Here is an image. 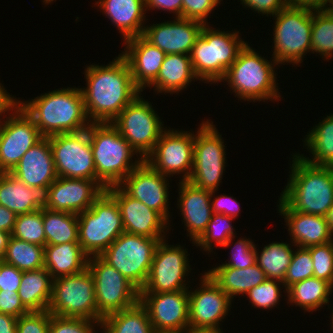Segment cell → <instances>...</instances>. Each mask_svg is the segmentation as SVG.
Instances as JSON below:
<instances>
[{
  "label": "cell",
  "instance_id": "obj_31",
  "mask_svg": "<svg viewBox=\"0 0 333 333\" xmlns=\"http://www.w3.org/2000/svg\"><path fill=\"white\" fill-rule=\"evenodd\" d=\"M44 255V267L53 279L82 272L89 258L79 242L46 245Z\"/></svg>",
  "mask_w": 333,
  "mask_h": 333
},
{
  "label": "cell",
  "instance_id": "obj_49",
  "mask_svg": "<svg viewBox=\"0 0 333 333\" xmlns=\"http://www.w3.org/2000/svg\"><path fill=\"white\" fill-rule=\"evenodd\" d=\"M182 18L195 20L208 24L207 17L212 13L218 5L220 0H182Z\"/></svg>",
  "mask_w": 333,
  "mask_h": 333
},
{
  "label": "cell",
  "instance_id": "obj_65",
  "mask_svg": "<svg viewBox=\"0 0 333 333\" xmlns=\"http://www.w3.org/2000/svg\"><path fill=\"white\" fill-rule=\"evenodd\" d=\"M54 0H43V3L45 4V5H48V4H50V3H52ZM56 1V0H55Z\"/></svg>",
  "mask_w": 333,
  "mask_h": 333
},
{
  "label": "cell",
  "instance_id": "obj_3",
  "mask_svg": "<svg viewBox=\"0 0 333 333\" xmlns=\"http://www.w3.org/2000/svg\"><path fill=\"white\" fill-rule=\"evenodd\" d=\"M280 198L294 211L326 216L333 204V166H316L297 153Z\"/></svg>",
  "mask_w": 333,
  "mask_h": 333
},
{
  "label": "cell",
  "instance_id": "obj_18",
  "mask_svg": "<svg viewBox=\"0 0 333 333\" xmlns=\"http://www.w3.org/2000/svg\"><path fill=\"white\" fill-rule=\"evenodd\" d=\"M200 287L188 289L189 331H222L220 322L228 315L232 299L204 272Z\"/></svg>",
  "mask_w": 333,
  "mask_h": 333
},
{
  "label": "cell",
  "instance_id": "obj_60",
  "mask_svg": "<svg viewBox=\"0 0 333 333\" xmlns=\"http://www.w3.org/2000/svg\"><path fill=\"white\" fill-rule=\"evenodd\" d=\"M327 223L329 224V228L331 232L333 233V204L328 209V212L325 216Z\"/></svg>",
  "mask_w": 333,
  "mask_h": 333
},
{
  "label": "cell",
  "instance_id": "obj_9",
  "mask_svg": "<svg viewBox=\"0 0 333 333\" xmlns=\"http://www.w3.org/2000/svg\"><path fill=\"white\" fill-rule=\"evenodd\" d=\"M161 240L123 232L100 257L141 291Z\"/></svg>",
  "mask_w": 333,
  "mask_h": 333
},
{
  "label": "cell",
  "instance_id": "obj_42",
  "mask_svg": "<svg viewBox=\"0 0 333 333\" xmlns=\"http://www.w3.org/2000/svg\"><path fill=\"white\" fill-rule=\"evenodd\" d=\"M12 237L39 246H46L43 226V209L17 215Z\"/></svg>",
  "mask_w": 333,
  "mask_h": 333
},
{
  "label": "cell",
  "instance_id": "obj_6",
  "mask_svg": "<svg viewBox=\"0 0 333 333\" xmlns=\"http://www.w3.org/2000/svg\"><path fill=\"white\" fill-rule=\"evenodd\" d=\"M232 31V32H231ZM221 31L204 25L190 54L193 71L203 83L218 84L248 43L239 31Z\"/></svg>",
  "mask_w": 333,
  "mask_h": 333
},
{
  "label": "cell",
  "instance_id": "obj_56",
  "mask_svg": "<svg viewBox=\"0 0 333 333\" xmlns=\"http://www.w3.org/2000/svg\"><path fill=\"white\" fill-rule=\"evenodd\" d=\"M17 318L0 313V333H16Z\"/></svg>",
  "mask_w": 333,
  "mask_h": 333
},
{
  "label": "cell",
  "instance_id": "obj_26",
  "mask_svg": "<svg viewBox=\"0 0 333 333\" xmlns=\"http://www.w3.org/2000/svg\"><path fill=\"white\" fill-rule=\"evenodd\" d=\"M178 183L177 208L181 212L186 234L194 246V242L205 232L213 215L211 191L199 189L188 181Z\"/></svg>",
  "mask_w": 333,
  "mask_h": 333
},
{
  "label": "cell",
  "instance_id": "obj_30",
  "mask_svg": "<svg viewBox=\"0 0 333 333\" xmlns=\"http://www.w3.org/2000/svg\"><path fill=\"white\" fill-rule=\"evenodd\" d=\"M199 80L192 68L191 57L187 54H166L156 80L149 86L158 93H180L192 81Z\"/></svg>",
  "mask_w": 333,
  "mask_h": 333
},
{
  "label": "cell",
  "instance_id": "obj_53",
  "mask_svg": "<svg viewBox=\"0 0 333 333\" xmlns=\"http://www.w3.org/2000/svg\"><path fill=\"white\" fill-rule=\"evenodd\" d=\"M30 311L23 305L18 291H0V313L9 314L16 318Z\"/></svg>",
  "mask_w": 333,
  "mask_h": 333
},
{
  "label": "cell",
  "instance_id": "obj_34",
  "mask_svg": "<svg viewBox=\"0 0 333 333\" xmlns=\"http://www.w3.org/2000/svg\"><path fill=\"white\" fill-rule=\"evenodd\" d=\"M53 278L45 267L22 274L18 294L29 311L48 310Z\"/></svg>",
  "mask_w": 333,
  "mask_h": 333
},
{
  "label": "cell",
  "instance_id": "obj_2",
  "mask_svg": "<svg viewBox=\"0 0 333 333\" xmlns=\"http://www.w3.org/2000/svg\"><path fill=\"white\" fill-rule=\"evenodd\" d=\"M15 101L33 119L43 137L87 129L89 120L80 88L52 90L30 101Z\"/></svg>",
  "mask_w": 333,
  "mask_h": 333
},
{
  "label": "cell",
  "instance_id": "obj_17",
  "mask_svg": "<svg viewBox=\"0 0 333 333\" xmlns=\"http://www.w3.org/2000/svg\"><path fill=\"white\" fill-rule=\"evenodd\" d=\"M57 177L96 180L88 128L49 137Z\"/></svg>",
  "mask_w": 333,
  "mask_h": 333
},
{
  "label": "cell",
  "instance_id": "obj_61",
  "mask_svg": "<svg viewBox=\"0 0 333 333\" xmlns=\"http://www.w3.org/2000/svg\"><path fill=\"white\" fill-rule=\"evenodd\" d=\"M328 3L324 9L329 11L330 13H333V0H328ZM329 6V7H328Z\"/></svg>",
  "mask_w": 333,
  "mask_h": 333
},
{
  "label": "cell",
  "instance_id": "obj_66",
  "mask_svg": "<svg viewBox=\"0 0 333 333\" xmlns=\"http://www.w3.org/2000/svg\"><path fill=\"white\" fill-rule=\"evenodd\" d=\"M2 116H3V113L0 115V126H1V123H2Z\"/></svg>",
  "mask_w": 333,
  "mask_h": 333
},
{
  "label": "cell",
  "instance_id": "obj_23",
  "mask_svg": "<svg viewBox=\"0 0 333 333\" xmlns=\"http://www.w3.org/2000/svg\"><path fill=\"white\" fill-rule=\"evenodd\" d=\"M204 24L195 20L175 17L153 25H146L143 37L166 54L190 55Z\"/></svg>",
  "mask_w": 333,
  "mask_h": 333
},
{
  "label": "cell",
  "instance_id": "obj_19",
  "mask_svg": "<svg viewBox=\"0 0 333 333\" xmlns=\"http://www.w3.org/2000/svg\"><path fill=\"white\" fill-rule=\"evenodd\" d=\"M139 301L147 309L155 333L189 330L188 290L140 292Z\"/></svg>",
  "mask_w": 333,
  "mask_h": 333
},
{
  "label": "cell",
  "instance_id": "obj_57",
  "mask_svg": "<svg viewBox=\"0 0 333 333\" xmlns=\"http://www.w3.org/2000/svg\"><path fill=\"white\" fill-rule=\"evenodd\" d=\"M288 6L309 7L313 9H324L328 0H287Z\"/></svg>",
  "mask_w": 333,
  "mask_h": 333
},
{
  "label": "cell",
  "instance_id": "obj_46",
  "mask_svg": "<svg viewBox=\"0 0 333 333\" xmlns=\"http://www.w3.org/2000/svg\"><path fill=\"white\" fill-rule=\"evenodd\" d=\"M313 262L314 277L325 280L333 286V241L306 248Z\"/></svg>",
  "mask_w": 333,
  "mask_h": 333
},
{
  "label": "cell",
  "instance_id": "obj_8",
  "mask_svg": "<svg viewBox=\"0 0 333 333\" xmlns=\"http://www.w3.org/2000/svg\"><path fill=\"white\" fill-rule=\"evenodd\" d=\"M123 232L119 206L106 190L78 214V242L88 257L100 256Z\"/></svg>",
  "mask_w": 333,
  "mask_h": 333
},
{
  "label": "cell",
  "instance_id": "obj_47",
  "mask_svg": "<svg viewBox=\"0 0 333 333\" xmlns=\"http://www.w3.org/2000/svg\"><path fill=\"white\" fill-rule=\"evenodd\" d=\"M98 321L81 318H64L50 313L48 333H96Z\"/></svg>",
  "mask_w": 333,
  "mask_h": 333
},
{
  "label": "cell",
  "instance_id": "obj_12",
  "mask_svg": "<svg viewBox=\"0 0 333 333\" xmlns=\"http://www.w3.org/2000/svg\"><path fill=\"white\" fill-rule=\"evenodd\" d=\"M140 93L111 122L120 135L145 160L166 130L152 103Z\"/></svg>",
  "mask_w": 333,
  "mask_h": 333
},
{
  "label": "cell",
  "instance_id": "obj_33",
  "mask_svg": "<svg viewBox=\"0 0 333 333\" xmlns=\"http://www.w3.org/2000/svg\"><path fill=\"white\" fill-rule=\"evenodd\" d=\"M332 289L333 286L329 282L313 276L288 287L285 295L287 296L286 303L298 306L308 313L316 312L317 309L320 310L319 308H323L330 303Z\"/></svg>",
  "mask_w": 333,
  "mask_h": 333
},
{
  "label": "cell",
  "instance_id": "obj_40",
  "mask_svg": "<svg viewBox=\"0 0 333 333\" xmlns=\"http://www.w3.org/2000/svg\"><path fill=\"white\" fill-rule=\"evenodd\" d=\"M311 53L324 61L333 58V13L326 9H313Z\"/></svg>",
  "mask_w": 333,
  "mask_h": 333
},
{
  "label": "cell",
  "instance_id": "obj_48",
  "mask_svg": "<svg viewBox=\"0 0 333 333\" xmlns=\"http://www.w3.org/2000/svg\"><path fill=\"white\" fill-rule=\"evenodd\" d=\"M50 312L30 311L17 318L16 333H48Z\"/></svg>",
  "mask_w": 333,
  "mask_h": 333
},
{
  "label": "cell",
  "instance_id": "obj_15",
  "mask_svg": "<svg viewBox=\"0 0 333 333\" xmlns=\"http://www.w3.org/2000/svg\"><path fill=\"white\" fill-rule=\"evenodd\" d=\"M167 242L165 238L158 243L148 279L140 292L166 293L189 289L186 276L189 279L192 270L187 257L190 254L183 245L174 246Z\"/></svg>",
  "mask_w": 333,
  "mask_h": 333
},
{
  "label": "cell",
  "instance_id": "obj_59",
  "mask_svg": "<svg viewBox=\"0 0 333 333\" xmlns=\"http://www.w3.org/2000/svg\"><path fill=\"white\" fill-rule=\"evenodd\" d=\"M11 234L0 231V261L3 259Z\"/></svg>",
  "mask_w": 333,
  "mask_h": 333
},
{
  "label": "cell",
  "instance_id": "obj_10",
  "mask_svg": "<svg viewBox=\"0 0 333 333\" xmlns=\"http://www.w3.org/2000/svg\"><path fill=\"white\" fill-rule=\"evenodd\" d=\"M206 120L195 131L193 170L188 182L199 189L218 191L227 162L226 146L214 123Z\"/></svg>",
  "mask_w": 333,
  "mask_h": 333
},
{
  "label": "cell",
  "instance_id": "obj_7",
  "mask_svg": "<svg viewBox=\"0 0 333 333\" xmlns=\"http://www.w3.org/2000/svg\"><path fill=\"white\" fill-rule=\"evenodd\" d=\"M273 25V58L279 65H299L311 52L313 8L286 6Z\"/></svg>",
  "mask_w": 333,
  "mask_h": 333
},
{
  "label": "cell",
  "instance_id": "obj_21",
  "mask_svg": "<svg viewBox=\"0 0 333 333\" xmlns=\"http://www.w3.org/2000/svg\"><path fill=\"white\" fill-rule=\"evenodd\" d=\"M106 191L119 206L124 232L153 239L167 237V231L171 229V225L158 212L129 196L119 185L109 187Z\"/></svg>",
  "mask_w": 333,
  "mask_h": 333
},
{
  "label": "cell",
  "instance_id": "obj_28",
  "mask_svg": "<svg viewBox=\"0 0 333 333\" xmlns=\"http://www.w3.org/2000/svg\"><path fill=\"white\" fill-rule=\"evenodd\" d=\"M49 202V186L30 187L10 172L0 173V205L16 215L45 209Z\"/></svg>",
  "mask_w": 333,
  "mask_h": 333
},
{
  "label": "cell",
  "instance_id": "obj_25",
  "mask_svg": "<svg viewBox=\"0 0 333 333\" xmlns=\"http://www.w3.org/2000/svg\"><path fill=\"white\" fill-rule=\"evenodd\" d=\"M124 46L120 54L129 65L135 86L143 92L156 80L166 53L143 36L124 41Z\"/></svg>",
  "mask_w": 333,
  "mask_h": 333
},
{
  "label": "cell",
  "instance_id": "obj_29",
  "mask_svg": "<svg viewBox=\"0 0 333 333\" xmlns=\"http://www.w3.org/2000/svg\"><path fill=\"white\" fill-rule=\"evenodd\" d=\"M95 5L115 24L123 41L143 35L144 23L148 20L145 0H98Z\"/></svg>",
  "mask_w": 333,
  "mask_h": 333
},
{
  "label": "cell",
  "instance_id": "obj_36",
  "mask_svg": "<svg viewBox=\"0 0 333 333\" xmlns=\"http://www.w3.org/2000/svg\"><path fill=\"white\" fill-rule=\"evenodd\" d=\"M101 333H155L147 309L140 301L131 308L105 316Z\"/></svg>",
  "mask_w": 333,
  "mask_h": 333
},
{
  "label": "cell",
  "instance_id": "obj_38",
  "mask_svg": "<svg viewBox=\"0 0 333 333\" xmlns=\"http://www.w3.org/2000/svg\"><path fill=\"white\" fill-rule=\"evenodd\" d=\"M46 245L78 242V215L43 209Z\"/></svg>",
  "mask_w": 333,
  "mask_h": 333
},
{
  "label": "cell",
  "instance_id": "obj_51",
  "mask_svg": "<svg viewBox=\"0 0 333 333\" xmlns=\"http://www.w3.org/2000/svg\"><path fill=\"white\" fill-rule=\"evenodd\" d=\"M0 291H18L23 272L15 266L0 261Z\"/></svg>",
  "mask_w": 333,
  "mask_h": 333
},
{
  "label": "cell",
  "instance_id": "obj_13",
  "mask_svg": "<svg viewBox=\"0 0 333 333\" xmlns=\"http://www.w3.org/2000/svg\"><path fill=\"white\" fill-rule=\"evenodd\" d=\"M87 268L94 279L97 321L100 324L105 316L139 302L140 291L100 256L89 257Z\"/></svg>",
  "mask_w": 333,
  "mask_h": 333
},
{
  "label": "cell",
  "instance_id": "obj_14",
  "mask_svg": "<svg viewBox=\"0 0 333 333\" xmlns=\"http://www.w3.org/2000/svg\"><path fill=\"white\" fill-rule=\"evenodd\" d=\"M42 138L33 119L14 100L3 112L0 126V173L11 172Z\"/></svg>",
  "mask_w": 333,
  "mask_h": 333
},
{
  "label": "cell",
  "instance_id": "obj_39",
  "mask_svg": "<svg viewBox=\"0 0 333 333\" xmlns=\"http://www.w3.org/2000/svg\"><path fill=\"white\" fill-rule=\"evenodd\" d=\"M44 256V246L10 236L2 261L25 272L44 267Z\"/></svg>",
  "mask_w": 333,
  "mask_h": 333
},
{
  "label": "cell",
  "instance_id": "obj_41",
  "mask_svg": "<svg viewBox=\"0 0 333 333\" xmlns=\"http://www.w3.org/2000/svg\"><path fill=\"white\" fill-rule=\"evenodd\" d=\"M232 220L234 218L224 214L213 213L205 232L194 242L196 248L198 246L202 251L211 254L214 252L215 246L222 247L232 236L236 235Z\"/></svg>",
  "mask_w": 333,
  "mask_h": 333
},
{
  "label": "cell",
  "instance_id": "obj_35",
  "mask_svg": "<svg viewBox=\"0 0 333 333\" xmlns=\"http://www.w3.org/2000/svg\"><path fill=\"white\" fill-rule=\"evenodd\" d=\"M305 136L303 147L312 154L311 158L297 154L312 165L333 166V114L324 117Z\"/></svg>",
  "mask_w": 333,
  "mask_h": 333
},
{
  "label": "cell",
  "instance_id": "obj_27",
  "mask_svg": "<svg viewBox=\"0 0 333 333\" xmlns=\"http://www.w3.org/2000/svg\"><path fill=\"white\" fill-rule=\"evenodd\" d=\"M10 173L30 187L50 186L57 174L49 137L32 146Z\"/></svg>",
  "mask_w": 333,
  "mask_h": 333
},
{
  "label": "cell",
  "instance_id": "obj_22",
  "mask_svg": "<svg viewBox=\"0 0 333 333\" xmlns=\"http://www.w3.org/2000/svg\"><path fill=\"white\" fill-rule=\"evenodd\" d=\"M106 190L97 180L57 177L49 186L46 209L80 214Z\"/></svg>",
  "mask_w": 333,
  "mask_h": 333
},
{
  "label": "cell",
  "instance_id": "obj_20",
  "mask_svg": "<svg viewBox=\"0 0 333 333\" xmlns=\"http://www.w3.org/2000/svg\"><path fill=\"white\" fill-rule=\"evenodd\" d=\"M168 178L143 160L119 186L129 196L158 212L169 223L171 214L168 190L171 186Z\"/></svg>",
  "mask_w": 333,
  "mask_h": 333
},
{
  "label": "cell",
  "instance_id": "obj_63",
  "mask_svg": "<svg viewBox=\"0 0 333 333\" xmlns=\"http://www.w3.org/2000/svg\"><path fill=\"white\" fill-rule=\"evenodd\" d=\"M159 333H190V331H180V332H159Z\"/></svg>",
  "mask_w": 333,
  "mask_h": 333
},
{
  "label": "cell",
  "instance_id": "obj_32",
  "mask_svg": "<svg viewBox=\"0 0 333 333\" xmlns=\"http://www.w3.org/2000/svg\"><path fill=\"white\" fill-rule=\"evenodd\" d=\"M206 273L232 300L239 295L245 296L267 279L257 263L244 269L212 266Z\"/></svg>",
  "mask_w": 333,
  "mask_h": 333
},
{
  "label": "cell",
  "instance_id": "obj_43",
  "mask_svg": "<svg viewBox=\"0 0 333 333\" xmlns=\"http://www.w3.org/2000/svg\"><path fill=\"white\" fill-rule=\"evenodd\" d=\"M237 236H232L222 248H228L229 246L232 249L229 253L230 260L228 263H222L219 266L215 267H230L236 269H244L253 266L256 264V244L250 238H239L233 244V239ZM234 245L233 247L231 246Z\"/></svg>",
  "mask_w": 333,
  "mask_h": 333
},
{
  "label": "cell",
  "instance_id": "obj_58",
  "mask_svg": "<svg viewBox=\"0 0 333 333\" xmlns=\"http://www.w3.org/2000/svg\"><path fill=\"white\" fill-rule=\"evenodd\" d=\"M0 83V115L14 102L15 97L10 95Z\"/></svg>",
  "mask_w": 333,
  "mask_h": 333
},
{
  "label": "cell",
  "instance_id": "obj_5",
  "mask_svg": "<svg viewBox=\"0 0 333 333\" xmlns=\"http://www.w3.org/2000/svg\"><path fill=\"white\" fill-rule=\"evenodd\" d=\"M88 133L96 180L105 189L118 186L143 161L111 123H91Z\"/></svg>",
  "mask_w": 333,
  "mask_h": 333
},
{
  "label": "cell",
  "instance_id": "obj_37",
  "mask_svg": "<svg viewBox=\"0 0 333 333\" xmlns=\"http://www.w3.org/2000/svg\"><path fill=\"white\" fill-rule=\"evenodd\" d=\"M292 244V245H291ZM293 243L270 242L259 251L256 245V263L265 272L267 279L284 281L294 252ZM260 253V254H259Z\"/></svg>",
  "mask_w": 333,
  "mask_h": 333
},
{
  "label": "cell",
  "instance_id": "obj_62",
  "mask_svg": "<svg viewBox=\"0 0 333 333\" xmlns=\"http://www.w3.org/2000/svg\"><path fill=\"white\" fill-rule=\"evenodd\" d=\"M190 333H224L223 331H190Z\"/></svg>",
  "mask_w": 333,
  "mask_h": 333
},
{
  "label": "cell",
  "instance_id": "obj_4",
  "mask_svg": "<svg viewBox=\"0 0 333 333\" xmlns=\"http://www.w3.org/2000/svg\"><path fill=\"white\" fill-rule=\"evenodd\" d=\"M277 66L279 64L273 57L267 60L247 43L221 82L225 81L230 87V93L232 91L235 97L244 102H278L281 95L276 80Z\"/></svg>",
  "mask_w": 333,
  "mask_h": 333
},
{
  "label": "cell",
  "instance_id": "obj_52",
  "mask_svg": "<svg viewBox=\"0 0 333 333\" xmlns=\"http://www.w3.org/2000/svg\"><path fill=\"white\" fill-rule=\"evenodd\" d=\"M244 8H250L259 15L275 16L284 9L288 3L287 0H240Z\"/></svg>",
  "mask_w": 333,
  "mask_h": 333
},
{
  "label": "cell",
  "instance_id": "obj_1",
  "mask_svg": "<svg viewBox=\"0 0 333 333\" xmlns=\"http://www.w3.org/2000/svg\"><path fill=\"white\" fill-rule=\"evenodd\" d=\"M84 73L87 87L80 90L91 123H111L141 93L121 54L107 65L86 66Z\"/></svg>",
  "mask_w": 333,
  "mask_h": 333
},
{
  "label": "cell",
  "instance_id": "obj_45",
  "mask_svg": "<svg viewBox=\"0 0 333 333\" xmlns=\"http://www.w3.org/2000/svg\"><path fill=\"white\" fill-rule=\"evenodd\" d=\"M313 262L310 252L306 248L297 247L294 250L290 265L288 266L286 276L284 278V293L291 285L314 276Z\"/></svg>",
  "mask_w": 333,
  "mask_h": 333
},
{
  "label": "cell",
  "instance_id": "obj_24",
  "mask_svg": "<svg viewBox=\"0 0 333 333\" xmlns=\"http://www.w3.org/2000/svg\"><path fill=\"white\" fill-rule=\"evenodd\" d=\"M278 199L277 212L286 222L290 236L289 242L295 245L293 248H307L333 241V233L325 216L294 211L280 197Z\"/></svg>",
  "mask_w": 333,
  "mask_h": 333
},
{
  "label": "cell",
  "instance_id": "obj_54",
  "mask_svg": "<svg viewBox=\"0 0 333 333\" xmlns=\"http://www.w3.org/2000/svg\"><path fill=\"white\" fill-rule=\"evenodd\" d=\"M182 4V0H145V10L160 9L170 14L172 12L175 17H182Z\"/></svg>",
  "mask_w": 333,
  "mask_h": 333
},
{
  "label": "cell",
  "instance_id": "obj_50",
  "mask_svg": "<svg viewBox=\"0 0 333 333\" xmlns=\"http://www.w3.org/2000/svg\"><path fill=\"white\" fill-rule=\"evenodd\" d=\"M215 192L211 191V207L213 213L224 214L231 218H237L240 214V204L232 196L223 195L215 196ZM214 198V199H213Z\"/></svg>",
  "mask_w": 333,
  "mask_h": 333
},
{
  "label": "cell",
  "instance_id": "obj_64",
  "mask_svg": "<svg viewBox=\"0 0 333 333\" xmlns=\"http://www.w3.org/2000/svg\"><path fill=\"white\" fill-rule=\"evenodd\" d=\"M332 312H333V306H332ZM332 316H331V320H332V322H330V324H331V331H333V313L331 314Z\"/></svg>",
  "mask_w": 333,
  "mask_h": 333
},
{
  "label": "cell",
  "instance_id": "obj_44",
  "mask_svg": "<svg viewBox=\"0 0 333 333\" xmlns=\"http://www.w3.org/2000/svg\"><path fill=\"white\" fill-rule=\"evenodd\" d=\"M285 288L282 281L276 279H266L263 283L252 288L247 294L252 307L260 309H271L277 307L282 296L281 288Z\"/></svg>",
  "mask_w": 333,
  "mask_h": 333
},
{
  "label": "cell",
  "instance_id": "obj_16",
  "mask_svg": "<svg viewBox=\"0 0 333 333\" xmlns=\"http://www.w3.org/2000/svg\"><path fill=\"white\" fill-rule=\"evenodd\" d=\"M165 128L145 161L169 179L173 175L181 174L179 181H188L193 170L195 134L192 130L179 131Z\"/></svg>",
  "mask_w": 333,
  "mask_h": 333
},
{
  "label": "cell",
  "instance_id": "obj_11",
  "mask_svg": "<svg viewBox=\"0 0 333 333\" xmlns=\"http://www.w3.org/2000/svg\"><path fill=\"white\" fill-rule=\"evenodd\" d=\"M48 311L64 318L97 321L95 284L91 272H82L53 279Z\"/></svg>",
  "mask_w": 333,
  "mask_h": 333
},
{
  "label": "cell",
  "instance_id": "obj_55",
  "mask_svg": "<svg viewBox=\"0 0 333 333\" xmlns=\"http://www.w3.org/2000/svg\"><path fill=\"white\" fill-rule=\"evenodd\" d=\"M16 218L17 215L13 211L0 205V231L12 234Z\"/></svg>",
  "mask_w": 333,
  "mask_h": 333
}]
</instances>
